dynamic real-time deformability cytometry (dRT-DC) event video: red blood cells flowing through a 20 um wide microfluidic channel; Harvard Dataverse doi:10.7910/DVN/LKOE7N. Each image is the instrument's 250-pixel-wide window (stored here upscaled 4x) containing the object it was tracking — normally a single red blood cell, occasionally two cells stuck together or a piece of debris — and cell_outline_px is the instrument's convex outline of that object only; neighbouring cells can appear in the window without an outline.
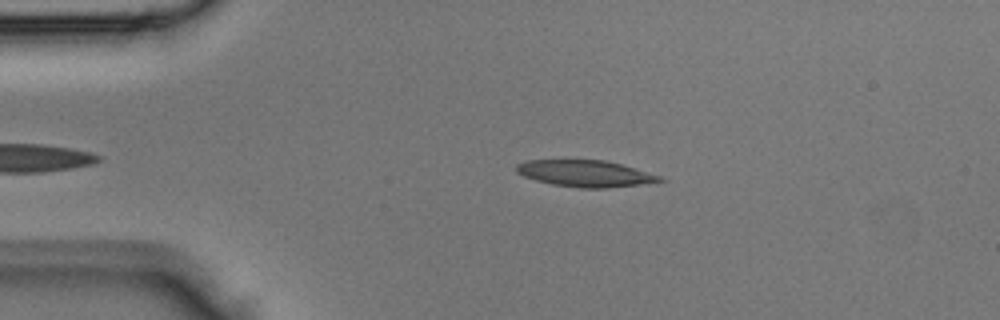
{"species": "Egyptian fruit bat (a non-hibernating species)", "species_latin": "Rousettus aegyptiacus", "temperature_condition": "room temperature", "stored_images_in_passage": 4, "camera_frame_rate_fps": 3000, "um_per_image_px": 0.085, "animal": {"sex": "male"}, "frame": {"image": 1, "passage_image": 3, "time_ms": 0.667, "image_size_px": [1000, 320], "cell_outline_px": [[668, 180], [608, 188], [580, 188], [552, 184], [536, 180], [524, 176], [516, 172], [516, 164], [528, 160], [604, 160], [620, 164], [660, 176]], "centroid_in_image_um": [49.71, 14.75], "position_along_channel_um": 35.3, "area_um2": 21.91}}